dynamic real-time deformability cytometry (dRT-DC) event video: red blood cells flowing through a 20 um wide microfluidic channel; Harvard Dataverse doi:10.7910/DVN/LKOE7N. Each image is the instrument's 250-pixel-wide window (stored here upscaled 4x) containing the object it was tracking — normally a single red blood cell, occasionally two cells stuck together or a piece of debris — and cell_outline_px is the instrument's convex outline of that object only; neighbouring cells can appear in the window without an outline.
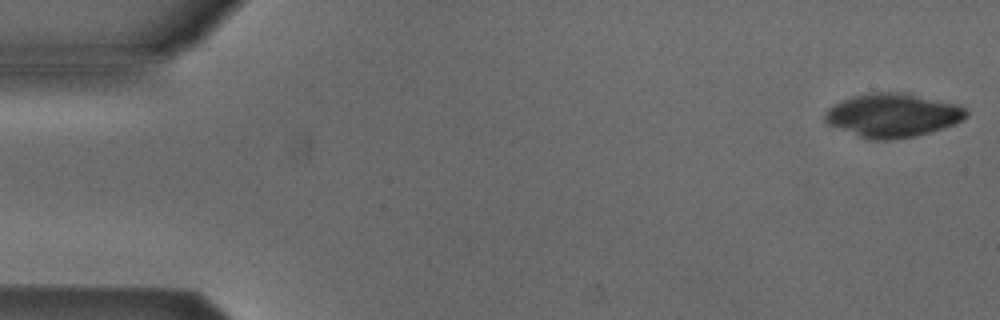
{"species": "Egyptian fruit bat (a non-hibernating species)", "species_latin": "Rousettus aegyptiacus", "temperature_condition": "cold", "stored_images_in_passage": 5, "camera_frame_rate_fps": 3000, "um_per_image_px": 0.085, "animal": {"sex": "male"}, "frame": {"image": 1, "passage_image": 1, "time_ms": 0.0, "image_size_px": [1000, 320], "cell_outline_px": [[968, 116], [956, 124], [944, 128], [916, 136], [888, 140], [868, 140], [828, 124], [824, 120], [824, 112], [828, 108], [852, 96], [868, 92], [904, 92], [960, 104], [968, 112]], "centroid_in_image_um": [75.91, 9.79], "position_along_channel_um": 9.1, "area_um2": 36.3}}